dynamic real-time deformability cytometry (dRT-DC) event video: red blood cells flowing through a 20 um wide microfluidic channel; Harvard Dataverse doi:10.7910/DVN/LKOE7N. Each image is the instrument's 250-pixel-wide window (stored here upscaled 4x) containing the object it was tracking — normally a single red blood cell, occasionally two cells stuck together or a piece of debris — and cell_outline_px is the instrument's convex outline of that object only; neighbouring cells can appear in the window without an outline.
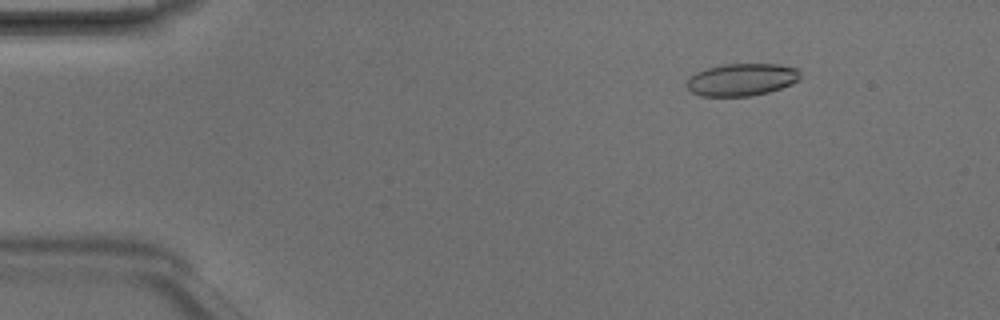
{"species": "Egyptian fruit bat (a non-hibernating species)", "species_latin": "Rousettus aegyptiacus", "temperature_condition": "room temperature", "stored_images_in_passage": 3, "camera_frame_rate_fps": 3000, "um_per_image_px": 0.085, "animal": {"sex": "male"}, "frame": {"image": 1, "passage_image": 2, "time_ms": 0.333, "image_size_px": [1000, 320], "cell_outline_px": [[800, 80], [792, 84], [768, 92], [748, 96], [700, 96], [692, 92], [684, 84], [688, 76], [696, 72], [708, 68], [724, 64], [780, 64], [796, 68], [800, 72]], "centroid_in_image_um": [63.02, 6.76], "position_along_channel_um": 22.0, "area_um2": 21.56}}